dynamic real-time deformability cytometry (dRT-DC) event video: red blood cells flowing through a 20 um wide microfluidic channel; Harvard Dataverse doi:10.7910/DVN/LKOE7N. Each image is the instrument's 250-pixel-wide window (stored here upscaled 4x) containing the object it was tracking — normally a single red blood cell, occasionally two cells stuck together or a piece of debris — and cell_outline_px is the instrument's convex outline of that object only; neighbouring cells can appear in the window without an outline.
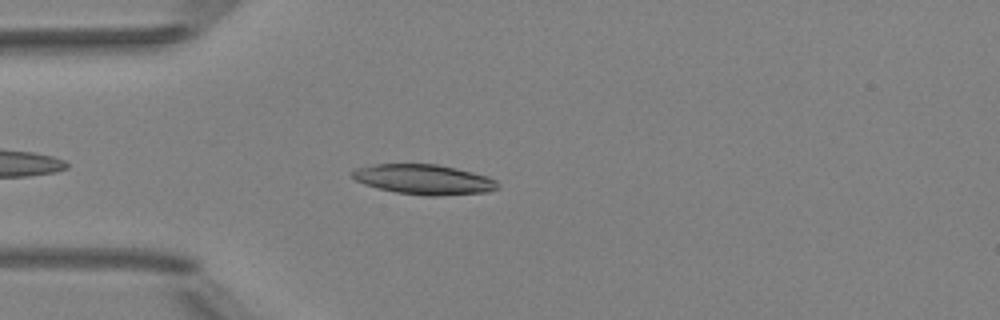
{"species": "Egyptian fruit bat (a non-hibernating species)", "species_latin": "Rousettus aegyptiacus", "temperature_condition": "room temperature", "stored_images_in_passage": 3, "camera_frame_rate_fps": 3000, "um_per_image_px": 0.085, "animal": {"sex": "female"}, "frame": {"image": 1, "passage_image": 3, "time_ms": 2.333, "image_size_px": [1000, 320], "cell_outline_px": [[500, 188], [488, 192], [436, 196], [424, 196], [396, 192], [364, 184], [356, 180], [352, 176], [352, 172], [356, 168], [376, 164], [436, 164], [456, 168], [488, 176], [496, 180], [500, 184]], "centroid_in_image_um": [36.09, 15.26], "position_along_channel_um": 48.9, "area_um2": 25.43}}